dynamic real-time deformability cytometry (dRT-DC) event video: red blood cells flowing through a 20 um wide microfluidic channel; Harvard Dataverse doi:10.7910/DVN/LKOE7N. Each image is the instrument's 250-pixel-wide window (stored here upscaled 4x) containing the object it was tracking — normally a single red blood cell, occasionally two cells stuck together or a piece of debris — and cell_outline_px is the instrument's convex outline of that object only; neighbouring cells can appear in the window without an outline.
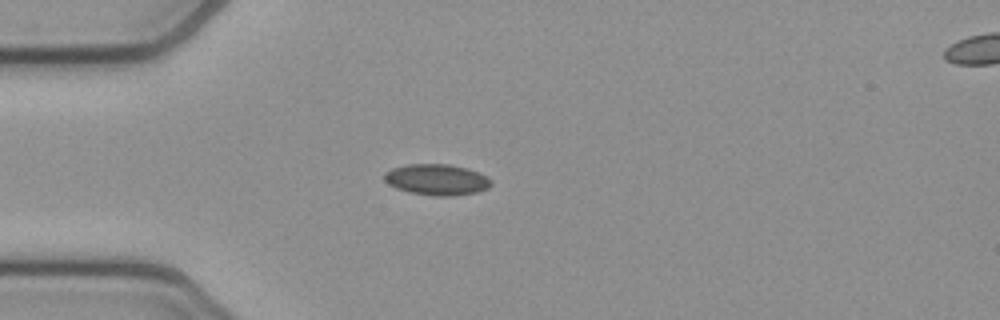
{"species": "common noctule bat (a hibernating species)", "species_latin": "Nyctalus noctula", "temperature_condition": "cold", "stored_images_in_passage": 42, "camera_frame_rate_fps": 3000, "um_per_image_px": 0.085, "animal": {"sex": "female", "body_mass_g": 21.9}, "frame": {"image": 1, "passage_image": 11, "time_ms": 3.333, "image_size_px": [1000, 320], "cell_outline_px": [[492, 184], [488, 188], [476, 192], [452, 196], [432, 196], [408, 192], [396, 188], [388, 184], [384, 180], [384, 172], [392, 168], [408, 164], [448, 164], [468, 168], [480, 172], [488, 176], [492, 180]], "centroid_in_image_um": [37.14, 15.27], "position_along_channel_um": 47.9, "area_um2": 19.59}}
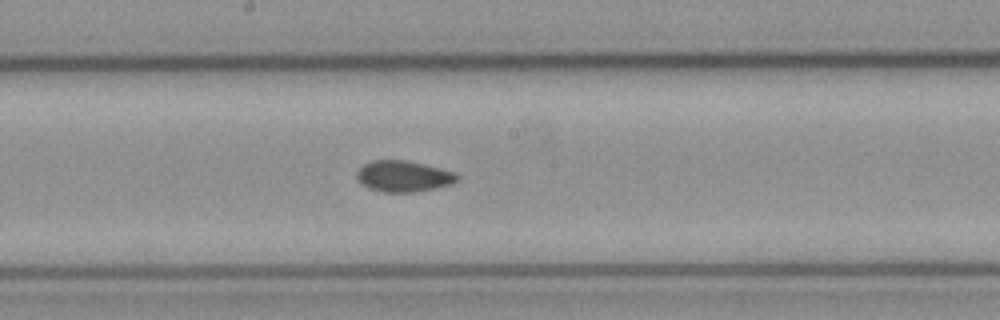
{"frame": {"image": 2, "passage_image": 25, "time_ms": 8.0, "image_size_px": [1000, 320], "cell_outline_px": [[460, 176], [452, 184], [436, 188], [412, 192], [384, 192], [368, 188], [356, 176], [356, 172], [364, 164], [372, 160], [404, 160], [424, 164], [456, 172]], "centroid_in_image_um": [34.32, 14.98], "position_along_channel_um": 213.9, "area_um2": 18.09}}
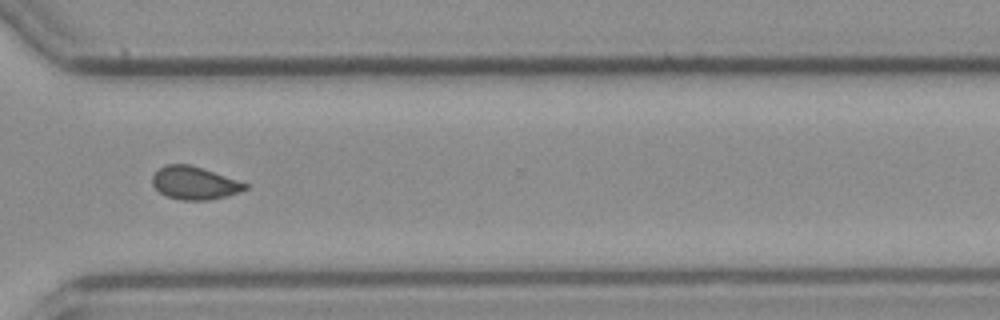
{"frame": {"image": 3, "passage_image": 36, "time_ms": 11.667, "image_size_px": [1000, 320], "cell_outline_px": [[248, 188], [228, 196], [208, 200], [180, 200], [168, 196], [160, 192], [152, 184], [152, 176], [160, 168], [168, 164], [188, 164], [248, 184]], "centroid_in_image_um": [16.51, 15.57], "position_along_channel_um": 354.1, "area_um2": 17.4}, "authors_computed_cell_mechanics": {"area_um2": 18.3515, "velocity_mm_per_s": 3.8265, "shape_relaxation_time_tau1_ms": null, "shape_relaxation_time_tau2_ms": 2.2352, "deformation_change_tau1": null, "deformation_change_tau2": 0.0649}}